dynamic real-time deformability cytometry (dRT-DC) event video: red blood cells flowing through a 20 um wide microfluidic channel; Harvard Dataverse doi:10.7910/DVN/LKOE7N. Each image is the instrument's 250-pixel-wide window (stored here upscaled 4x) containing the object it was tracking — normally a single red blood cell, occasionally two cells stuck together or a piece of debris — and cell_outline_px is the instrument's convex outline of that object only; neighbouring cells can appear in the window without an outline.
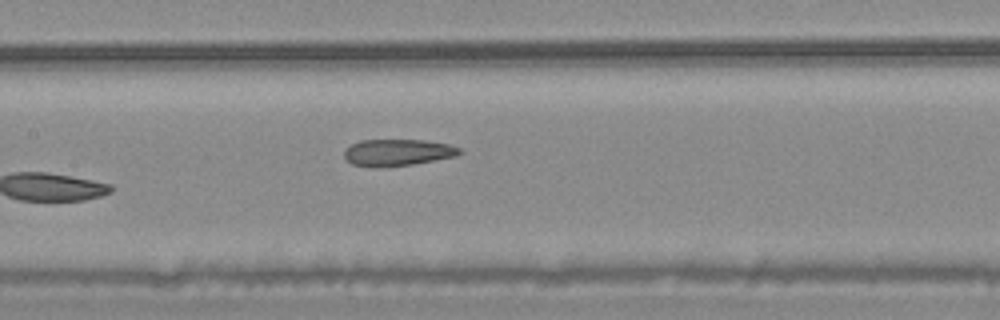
{"species": "common noctule bat (a hibernating species)", "species_latin": "Nyctalus noctula", "temperature_condition": "warm", "stored_images_in_passage": 6, "camera_frame_rate_fps": 3000, "um_per_image_px": 0.085, "animal": {"sex": "male", "body_mass_g": 20.4}, "frame": {"image": 1, "passage_image": 6, "time_ms": 1.667, "image_size_px": [1000, 320], "cell_outline_px": [[464, 152], [456, 156], [412, 164], [380, 168], [352, 164], [344, 156], [344, 148], [360, 140], [424, 140], [448, 144], [460, 148]], "centroid_in_image_um": [33.79, 12.96], "position_along_channel_um": 173.6, "area_um2": 17.98}}